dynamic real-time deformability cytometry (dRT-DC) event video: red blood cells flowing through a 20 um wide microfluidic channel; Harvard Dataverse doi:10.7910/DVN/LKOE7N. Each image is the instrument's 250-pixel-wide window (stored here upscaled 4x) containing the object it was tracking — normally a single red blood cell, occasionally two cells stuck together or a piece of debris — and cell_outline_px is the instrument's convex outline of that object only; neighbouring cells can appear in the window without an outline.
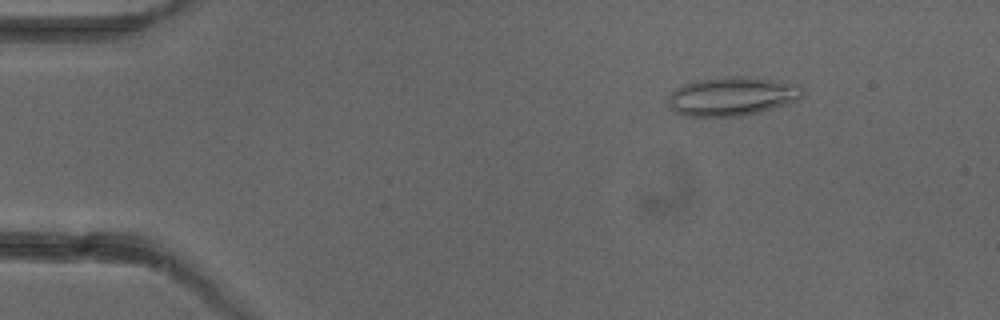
{"species": "common noctule bat (a hibernating species)", "species_latin": "Nyctalus noctula", "temperature_condition": "cold", "stored_images_in_passage": 4, "camera_frame_rate_fps": 3000, "um_per_image_px": 0.085, "animal": {"sex": "female"}, "frame": {"image": 1, "passage_image": 2, "time_ms": 1.0, "image_size_px": [1000, 320], "cell_outline_px": [[804, 96], [796, 100], [760, 112], [740, 116], [688, 116], [676, 112], [668, 104], [668, 96], [676, 88], [684, 84], [696, 80], [728, 76], [748, 76], [800, 84], [804, 92]], "centroid_in_image_um": [62.24, 8.17], "position_along_channel_um": 22.8, "area_um2": 30.4}}